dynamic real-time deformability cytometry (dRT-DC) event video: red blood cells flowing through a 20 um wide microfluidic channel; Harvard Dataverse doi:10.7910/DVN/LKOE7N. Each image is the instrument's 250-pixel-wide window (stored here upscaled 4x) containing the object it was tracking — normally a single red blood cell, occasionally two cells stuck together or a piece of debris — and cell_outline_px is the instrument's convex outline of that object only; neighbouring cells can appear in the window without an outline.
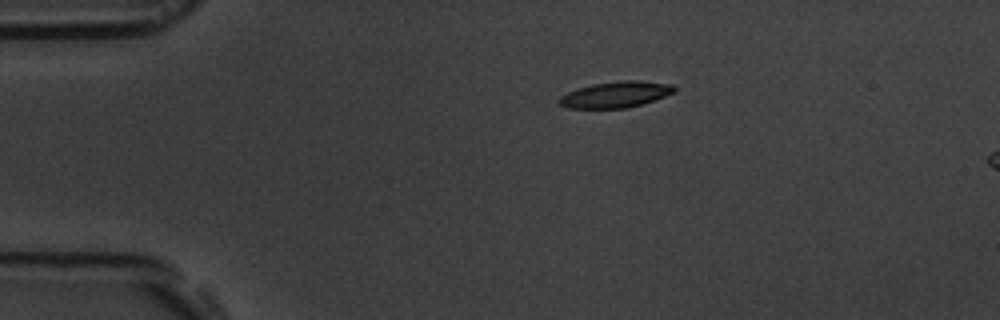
{"species": "common noctule bat (a hibernating species)", "species_latin": "Nyctalus noctula", "temperature_condition": "room temperature", "stored_images_in_passage": 3, "segment_of_instrument_passage": [1, 2], "camera_frame_rate_fps": 3000, "um_per_image_px": 0.085, "animal": {"sex": "male", "body_mass_g": 19.5, "forearm_length_mm": 54.6}, "frame": {"image": 1, "passage_image": 1, "time_ms": 0.0, "image_size_px": [1000, 320], "cell_outline_px": [[676, 92], [628, 108], [568, 108], [560, 104], [556, 100], [560, 96], [568, 92], [592, 84], [620, 80], [636, 80], [672, 84], [676, 88]], "centroid_in_image_um": [52.32, 8.03], "position_along_channel_um": 32.7, "area_um2": 17.4}}